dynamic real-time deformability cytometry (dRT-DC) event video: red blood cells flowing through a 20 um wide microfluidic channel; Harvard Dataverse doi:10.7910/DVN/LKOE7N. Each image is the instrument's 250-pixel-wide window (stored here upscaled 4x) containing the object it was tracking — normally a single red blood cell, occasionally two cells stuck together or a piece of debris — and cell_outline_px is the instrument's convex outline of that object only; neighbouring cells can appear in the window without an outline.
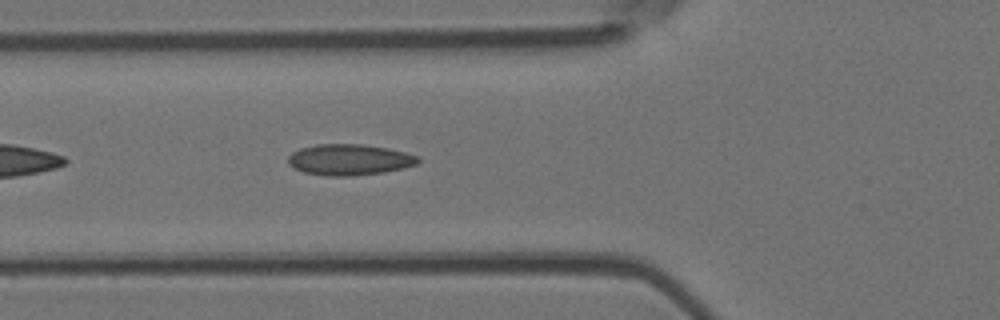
{"species": "Egyptian fruit bat (a non-hibernating species)", "species_latin": "Rousettus aegyptiacus", "temperature_condition": "room temperature", "stored_images_in_passage": 5, "camera_frame_rate_fps": 3000, "um_per_image_px": 0.085, "animal": {"sex": "female"}, "frame": {"image": 1, "passage_image": 5, "time_ms": 4.333, "image_size_px": [1000, 320], "cell_outline_px": [[420, 160], [416, 164], [404, 168], [384, 172], [352, 176], [328, 176], [304, 172], [288, 164], [288, 156], [292, 152], [300, 148], [316, 144], [364, 144], [388, 148], [420, 156]], "centroid_in_image_um": [29.71, 13.57], "position_along_channel_um": 96.1, "area_um2": 23.58}}